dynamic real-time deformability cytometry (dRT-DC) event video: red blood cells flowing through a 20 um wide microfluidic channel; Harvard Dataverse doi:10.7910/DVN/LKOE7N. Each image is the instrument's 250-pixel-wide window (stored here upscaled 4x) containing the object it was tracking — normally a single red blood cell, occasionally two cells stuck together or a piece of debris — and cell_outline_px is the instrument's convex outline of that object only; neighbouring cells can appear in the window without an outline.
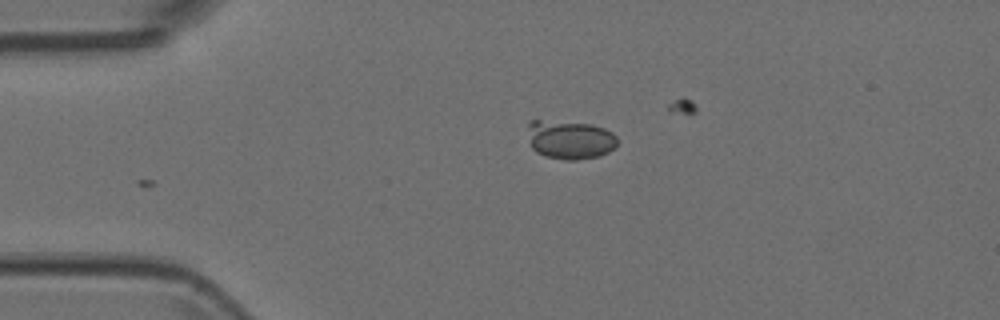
{"species": "Egyptian fruit bat (a non-hibernating species)", "species_latin": "Rousettus aegyptiacus", "temperature_condition": "room temperature", "stored_images_in_passage": 2, "camera_frame_rate_fps": 3000, "um_per_image_px": 0.085, "animal": {"sex": "female"}, "frame": {"image": 1, "passage_image": 2, "time_ms": 0.333, "image_size_px": [1000, 320], "cell_outline_px": [[616, 144], [608, 152], [600, 156], [576, 160], [564, 160], [544, 156], [536, 152], [532, 148], [528, 124], [528, 120], [540, 120], [592, 124], [604, 128], [612, 132], [616, 136]], "centroid_in_image_um": [48.44, 11.88], "position_along_channel_um": 36.6, "area_um2": 20.17}}